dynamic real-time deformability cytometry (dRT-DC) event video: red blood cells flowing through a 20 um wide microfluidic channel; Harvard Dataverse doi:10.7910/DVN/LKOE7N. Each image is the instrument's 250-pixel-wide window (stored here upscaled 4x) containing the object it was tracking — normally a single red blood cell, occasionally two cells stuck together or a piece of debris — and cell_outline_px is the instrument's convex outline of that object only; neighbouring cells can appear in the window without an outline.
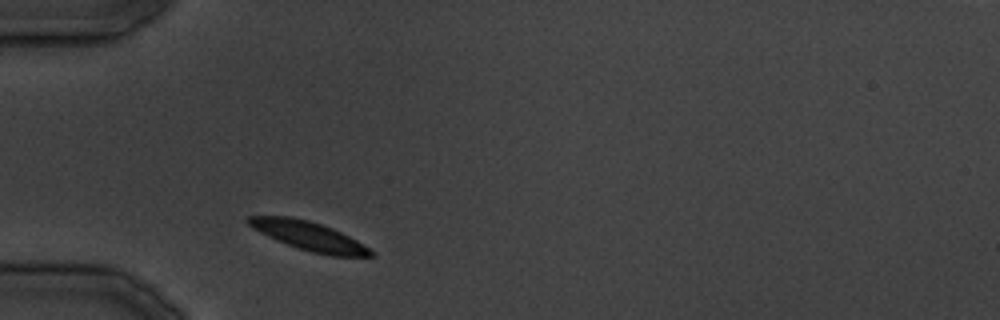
{"species": "common noctule bat (a hibernating species)", "species_latin": "Nyctalus noctula", "temperature_condition": "cold", "stored_images_in_passage": 27, "camera_frame_rate_fps": 3000, "um_per_image_px": 0.085, "animal": {"sex": "male", "body_mass_g": 19.5, "forearm_length_mm": 54.6}, "frame": {"image": 1, "passage_image": 1, "time_ms": 0.0, "image_size_px": [1000, 320], "cell_outline_px": [[376, 256], [332, 256], [312, 252], [288, 244], [268, 236], [252, 228], [244, 220], [248, 216], [292, 216], [308, 220], [332, 228], [356, 240], [376, 252]], "centroid_in_image_um": [26.26, 20.05], "position_along_channel_um": 58.7, "area_um2": 20.4}}
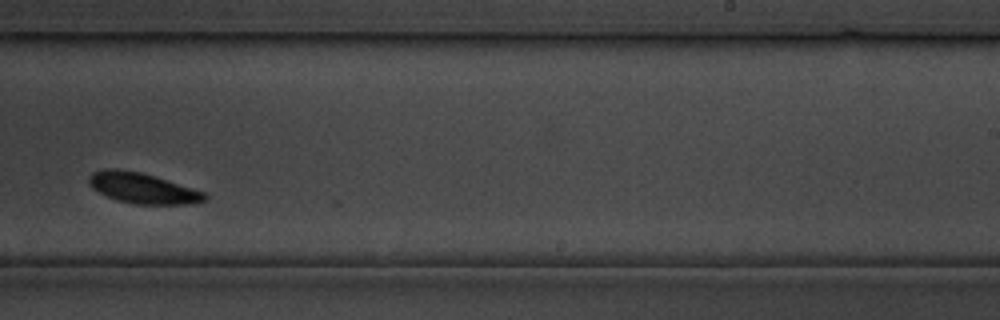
{"frame": {"image": 2, "passage_image": 14, "time_ms": 15.667, "image_size_px": [1000, 320], "cell_outline_px": [[208, 200], [192, 204], [132, 204], [116, 200], [92, 188], [88, 184], [88, 176], [92, 172], [104, 168], [116, 168], [140, 172], [204, 192], [208, 196]], "centroid_in_image_um": [12.09, 15.99], "position_along_channel_um": 276.9, "area_um2": 20.58}}
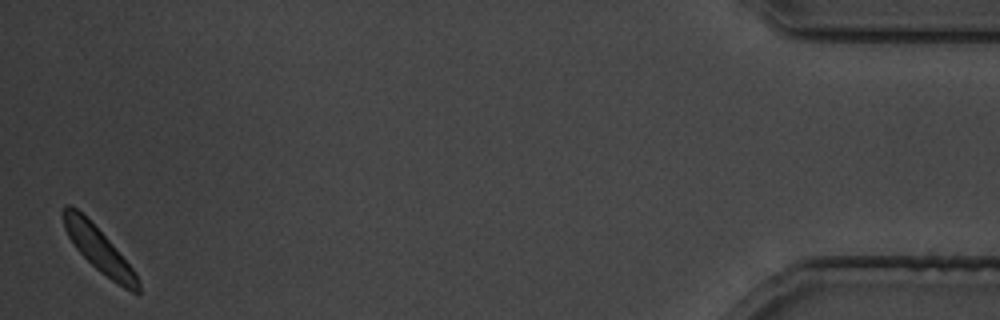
{"frame": {"image": 3, "passage_image": 27, "time_ms": 31.333, "image_size_px": [1000, 320], "cell_outline_px": [[140, 292], [132, 292], [124, 288], [100, 272], [76, 248], [68, 236], [64, 228], [64, 204], [68, 204], [76, 208], [108, 240], [136, 272], [140, 284]], "centroid_in_image_um": [8.42, 21.24], "position_along_channel_um": 426.8, "area_um2": 18.55}}